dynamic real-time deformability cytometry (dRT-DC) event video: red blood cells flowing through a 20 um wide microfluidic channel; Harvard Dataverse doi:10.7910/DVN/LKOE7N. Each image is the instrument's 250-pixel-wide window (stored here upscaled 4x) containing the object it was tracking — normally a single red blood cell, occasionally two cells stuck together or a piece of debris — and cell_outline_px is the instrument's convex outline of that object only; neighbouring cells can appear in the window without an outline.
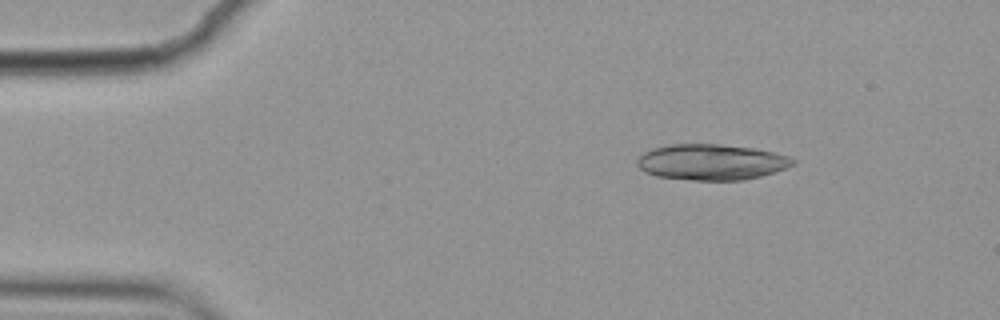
{"species": "common noctule bat (a hibernating species)", "species_latin": "Nyctalus noctula", "temperature_condition": "cold", "stored_images_in_passage": 4, "camera_frame_rate_fps": 3000, "um_per_image_px": 0.085, "animal": {"sex": "female", "body_mass_g": 19.9}, "frame": {"image": 1, "passage_image": 2, "time_ms": 0.333, "image_size_px": [1000, 320], "cell_outline_px": [[796, 164], [776, 172], [744, 180], [692, 180], [656, 176], [644, 172], [636, 164], [636, 160], [644, 152], [652, 148], [668, 144], [720, 144], [752, 148], [776, 152], [788, 156], [796, 160]], "centroid_in_image_um": [60.48, 13.77], "position_along_channel_um": 24.5, "area_um2": 32.77}}